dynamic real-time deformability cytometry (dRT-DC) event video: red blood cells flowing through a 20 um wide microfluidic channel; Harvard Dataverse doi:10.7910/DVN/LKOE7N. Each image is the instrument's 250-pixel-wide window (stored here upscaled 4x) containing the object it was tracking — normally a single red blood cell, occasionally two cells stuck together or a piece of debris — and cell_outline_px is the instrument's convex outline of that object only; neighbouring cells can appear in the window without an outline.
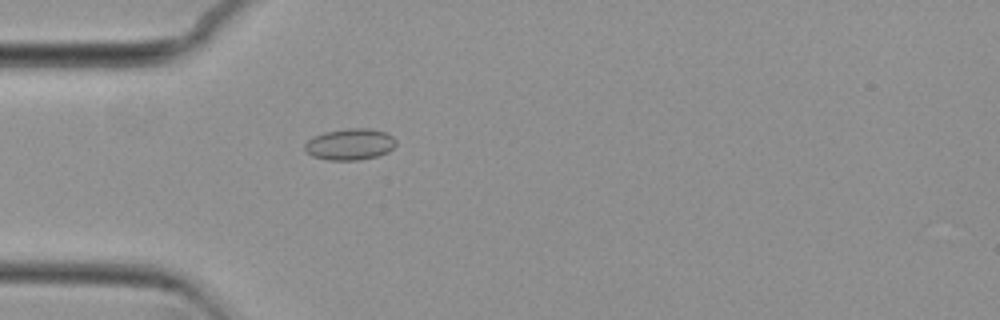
{"species": "common noctule bat (a hibernating species)", "species_latin": "Nyctalus noctula", "temperature_condition": "cold", "stored_images_in_passage": 43, "camera_frame_rate_fps": 3000, "um_per_image_px": 0.085, "animal": {"sex": "female", "body_mass_g": 29.2, "forearm_length_mm": 56.3}, "frame": {"image": 1, "passage_image": 3, "time_ms": 0.667, "image_size_px": [1000, 320], "cell_outline_px": [[396, 144], [388, 152], [376, 156], [360, 160], [328, 160], [312, 156], [304, 148], [304, 144], [312, 136], [324, 132], [348, 128], [368, 128], [384, 132], [392, 136], [396, 140]], "centroid_in_image_um": [29.73, 12.26], "position_along_channel_um": 55.3, "area_um2": 16.7}}
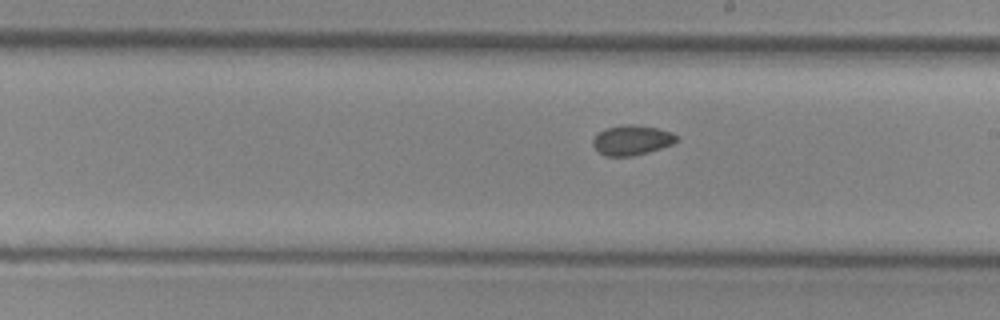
{"frame": {"image": 2, "passage_image": 18, "time_ms": 5.667, "image_size_px": [1000, 320], "cell_outline_px": [[676, 140], [672, 144], [648, 152], [632, 156], [604, 156], [592, 144], [592, 140], [604, 128], [628, 124], [636, 124], [656, 128], [672, 132], [676, 136]], "centroid_in_image_um": [53.68, 11.91], "position_along_channel_um": 235.3, "area_um2": 14.39}}
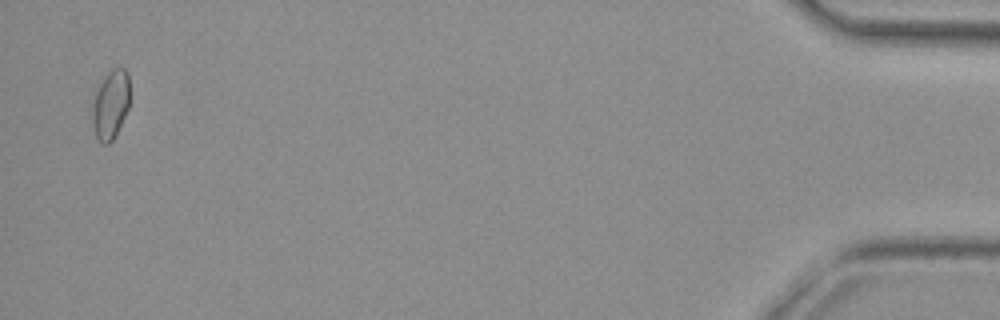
{"frame": {"image": 3, "passage_image": 41, "time_ms": 13.333, "image_size_px": [1000, 320], "cell_outline_px": [[128, 108], [112, 140], [108, 144], [104, 144], [96, 136], [92, 124], [92, 108], [96, 92], [104, 76], [112, 68], [124, 68], [128, 72]], "centroid_in_image_um": [9.38, 8.86], "position_along_channel_um": 425.8, "area_um2": 14.62}}